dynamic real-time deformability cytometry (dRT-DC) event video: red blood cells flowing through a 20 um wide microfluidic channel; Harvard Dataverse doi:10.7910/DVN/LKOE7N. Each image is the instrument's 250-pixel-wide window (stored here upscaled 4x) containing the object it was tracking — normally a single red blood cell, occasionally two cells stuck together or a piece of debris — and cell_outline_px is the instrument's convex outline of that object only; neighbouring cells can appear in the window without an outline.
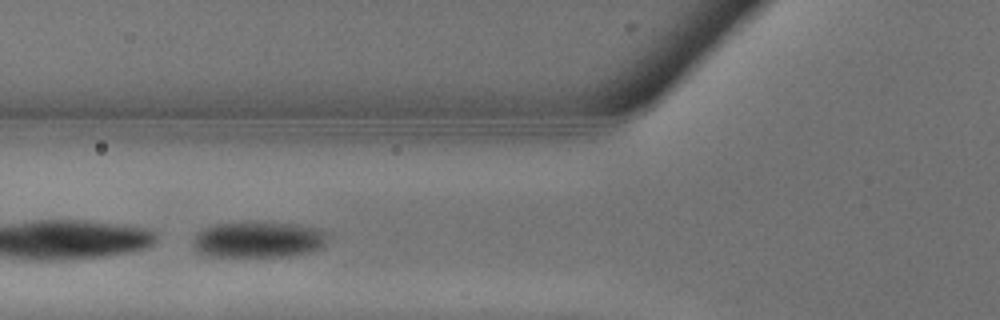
{"species": "common noctule bat (a hibernating species)", "species_latin": "Nyctalus noctula", "temperature_condition": "warm", "stored_images_in_passage": 9, "camera_frame_rate_fps": 3000, "um_per_image_px": 0.085, "animal": {"sex": "male", "body_mass_g": 13.3}, "frame": {"image": 1, "passage_image": 6, "time_ms": 1.667, "image_size_px": [1000, 320], "cell_outline_px": [[328, 236], [324, 248], [312, 252], [288, 256], [208, 256], [200, 252], [196, 248], [192, 240], [196, 232], [204, 228], [216, 224], [296, 224], [320, 228]], "centroid_in_image_um": [22.02, 20.39], "position_along_channel_um": 103.8, "area_um2": 27.86}}